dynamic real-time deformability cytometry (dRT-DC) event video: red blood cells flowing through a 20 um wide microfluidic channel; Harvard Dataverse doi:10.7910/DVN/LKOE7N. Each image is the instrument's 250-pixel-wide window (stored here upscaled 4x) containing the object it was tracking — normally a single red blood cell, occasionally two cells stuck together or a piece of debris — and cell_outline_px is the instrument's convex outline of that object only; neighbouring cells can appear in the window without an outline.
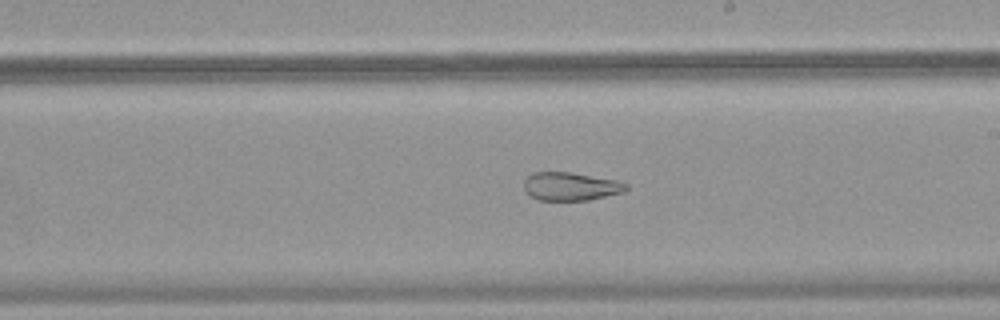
{"species": "common noctule bat (a hibernating species)", "species_latin": "Nyctalus noctula", "temperature_condition": "warm", "stored_images_in_passage": 49, "camera_frame_rate_fps": 3000, "um_per_image_px": 0.085, "animal": {"sex": "female", "body_mass_g": 18.4}, "frame": {"image": 1, "passage_image": 29, "time_ms": 9.333, "image_size_px": [1000, 320], "cell_outline_px": [[628, 188], [624, 192], [588, 200], [536, 200], [528, 196], [524, 188], [524, 180], [532, 172], [572, 172], [616, 180], [628, 184]], "centroid_in_image_um": [48.48, 15.84], "position_along_channel_um": 240.5, "area_um2": 16.99}}
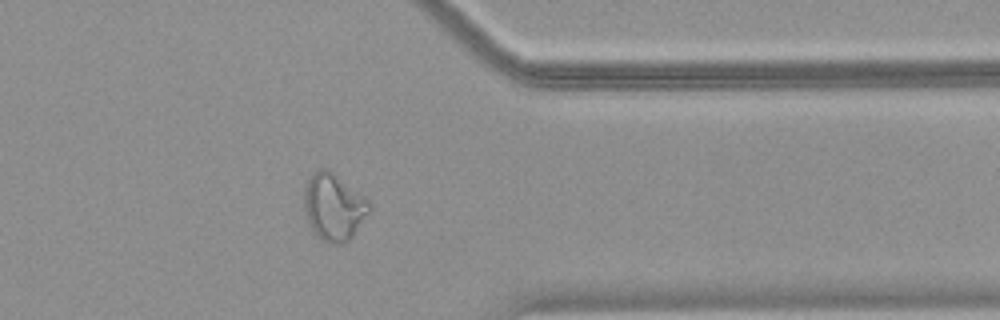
{"frame": {"image": 2, "passage_image": 40, "time_ms": 13.0, "image_size_px": [1000, 320], "cell_outline_px": [[372, 208], [352, 236], [344, 244], [332, 244], [320, 240], [312, 228], [304, 212], [304, 192], [308, 180], [312, 172], [320, 168], [324, 168], [332, 172], [364, 196], [368, 200]], "centroid_in_image_um": [28.36, 17.6], "position_along_channel_um": 383.0, "area_um2": 25.2}}
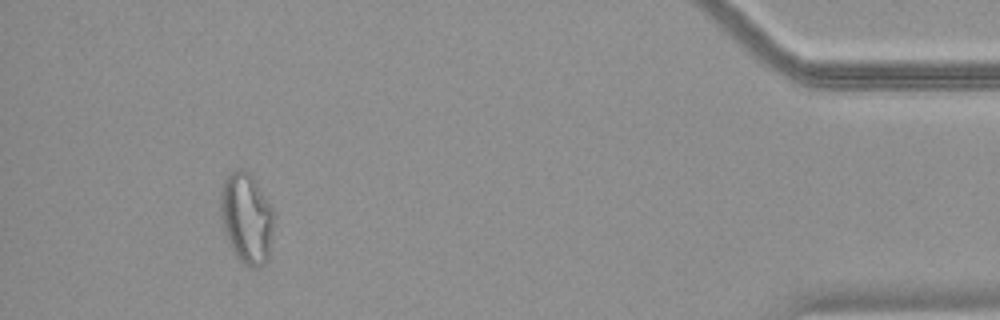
{"frame": {"image": 3, "passage_image": 46, "time_ms": 15.0, "image_size_px": [1000, 320], "cell_outline_px": [[276, 216], [268, 260], [260, 268], [248, 268], [236, 256], [228, 240], [220, 216], [220, 192], [224, 176], [228, 172], [236, 168], [244, 168], [256, 180], [276, 212]], "centroid_in_image_um": [20.99, 18.51], "position_along_channel_um": 414.2, "area_um2": 29.19}}